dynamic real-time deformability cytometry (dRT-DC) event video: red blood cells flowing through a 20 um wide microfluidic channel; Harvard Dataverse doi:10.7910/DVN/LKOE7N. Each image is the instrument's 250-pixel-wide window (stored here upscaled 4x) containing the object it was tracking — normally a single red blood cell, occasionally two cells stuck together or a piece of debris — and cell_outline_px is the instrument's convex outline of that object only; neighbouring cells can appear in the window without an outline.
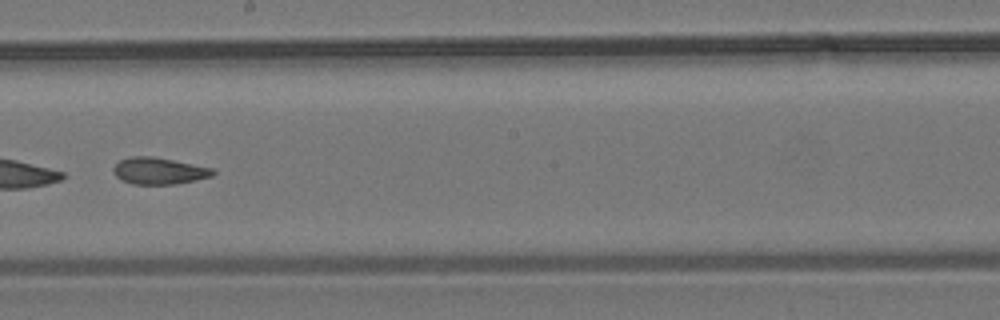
{"species": "common noctule bat (a hibernating species)", "species_latin": "Nyctalus noctula", "temperature_condition": "room temperature", "stored_images_in_passage": 12, "camera_frame_rate_fps": 3000, "um_per_image_px": 0.085, "animal": {"sex": "male", "body_mass_g": 19.2, "forearm_length_mm": 51.8}, "frame": {"image": 1, "passage_image": 7, "time_ms": 2.0, "image_size_px": [1000, 320], "cell_outline_px": [[216, 172], [212, 176], [196, 180], [176, 184], [132, 184], [120, 180], [116, 176], [112, 168], [120, 160], [132, 156], [152, 156], [212, 168]], "centroid_in_image_um": [13.49, 14.53], "position_along_channel_um": 234.7, "area_um2": 15.43}}
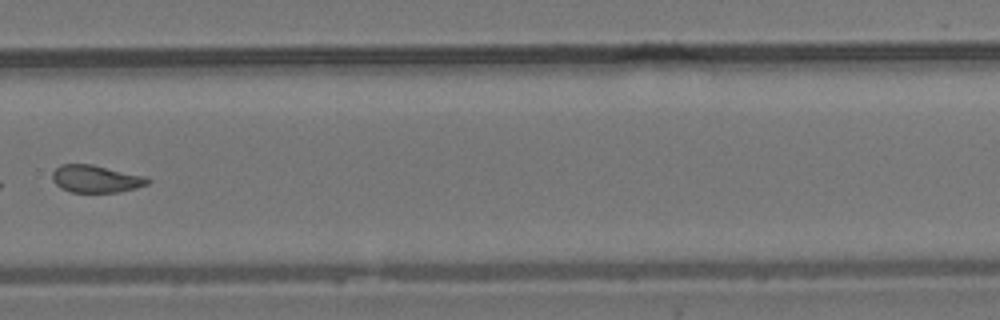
{"frame": {"image": 2, "passage_image": 9, "time_ms": 2.667, "image_size_px": [1000, 320], "cell_outline_px": [[152, 180], [148, 184], [136, 188], [120, 192], [72, 192], [60, 188], [52, 180], [52, 172], [60, 164], [92, 164], [148, 176]], "centroid_in_image_um": [8.18, 15.2], "position_along_channel_um": 321.6, "area_um2": 15.49}}
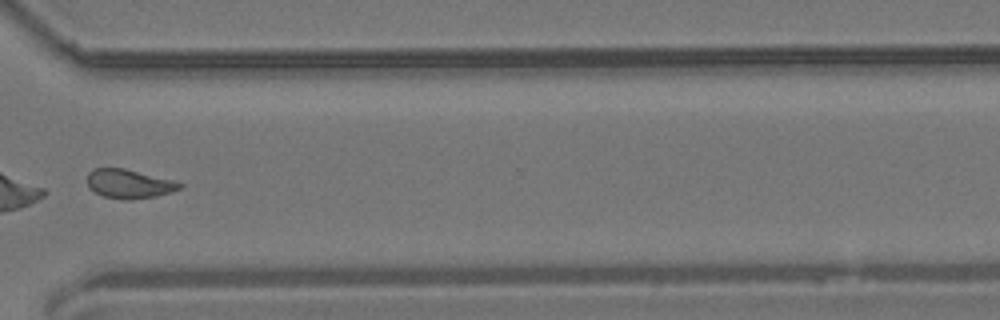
{"frame": {"image": 3, "passage_image": 10, "time_ms": 3.0, "image_size_px": [1000, 320], "cell_outline_px": [[184, 188], [172, 192], [156, 196], [132, 200], [120, 200], [104, 196], [88, 188], [88, 172], [92, 168], [124, 168], [184, 184]], "centroid_in_image_um": [10.96, 15.64], "position_along_channel_um": 359.6, "area_um2": 15.61}}